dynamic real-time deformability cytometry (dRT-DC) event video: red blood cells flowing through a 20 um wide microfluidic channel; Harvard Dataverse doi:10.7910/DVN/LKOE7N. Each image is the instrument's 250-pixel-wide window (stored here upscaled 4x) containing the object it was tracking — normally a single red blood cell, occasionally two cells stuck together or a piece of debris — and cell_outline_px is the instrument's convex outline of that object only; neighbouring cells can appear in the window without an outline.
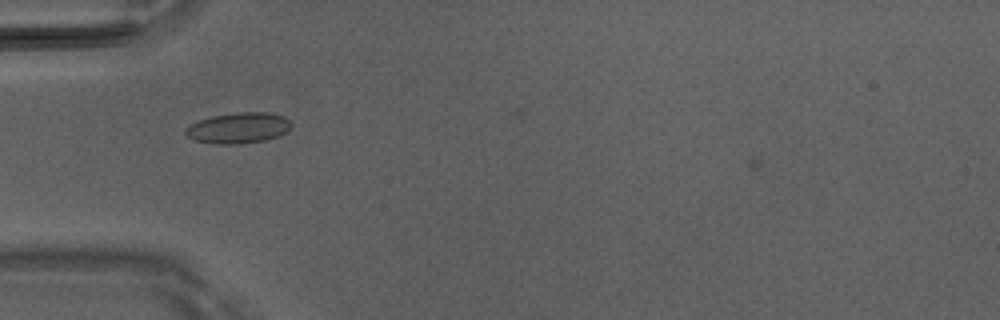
{"species": "Egyptian fruit bat (a non-hibernating species)", "species_latin": "Rousettus aegyptiacus", "temperature_condition": "room temperature", "stored_images_in_passage": 7, "camera_frame_rate_fps": 3000, "um_per_image_px": 0.085, "animal": {"sex": "male"}, "frame": {"image": 1, "passage_image": 4, "time_ms": 1.0, "image_size_px": [1000, 320], "cell_outline_px": [[292, 124], [284, 132], [276, 136], [264, 140], [240, 144], [216, 144], [196, 140], [188, 136], [184, 132], [184, 128], [200, 120], [212, 116], [236, 112], [268, 112], [284, 116]], "centroid_in_image_um": [20.24, 10.87], "position_along_channel_um": 64.8, "area_um2": 18.73}}